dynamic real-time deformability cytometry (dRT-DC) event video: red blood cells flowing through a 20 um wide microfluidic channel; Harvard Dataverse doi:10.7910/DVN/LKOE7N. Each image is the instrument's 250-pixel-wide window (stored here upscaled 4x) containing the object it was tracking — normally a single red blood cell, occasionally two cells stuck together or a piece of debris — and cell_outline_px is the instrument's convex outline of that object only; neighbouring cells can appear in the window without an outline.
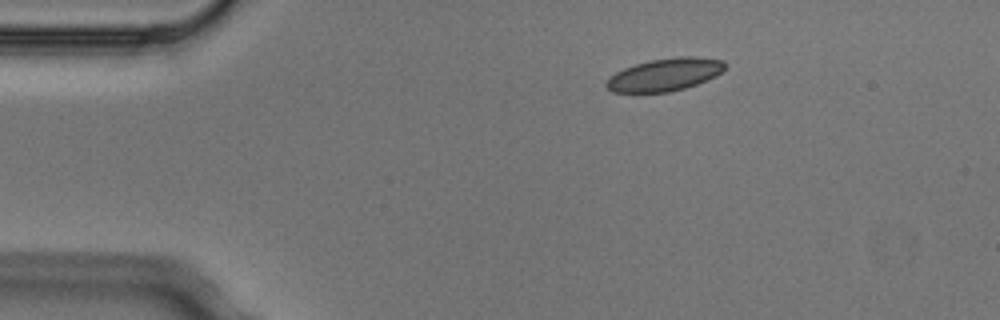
{"species": "Egyptian fruit bat (a non-hibernating species)", "species_latin": "Rousettus aegyptiacus", "temperature_condition": "cold", "stored_images_in_passage": 2, "camera_frame_rate_fps": 3000, "um_per_image_px": 0.085, "animal": {"sex": "male"}, "frame": {"image": 1, "passage_image": 1, "time_ms": 0.0, "image_size_px": [1000, 320], "cell_outline_px": [[724, 68], [716, 76], [696, 84], [684, 88], [668, 92], [612, 92], [604, 84], [608, 76], [624, 68], [648, 60], [680, 56], [692, 56], [724, 60]], "centroid_in_image_um": [56.47, 6.34], "position_along_channel_um": 28.5, "area_um2": 22.48}}